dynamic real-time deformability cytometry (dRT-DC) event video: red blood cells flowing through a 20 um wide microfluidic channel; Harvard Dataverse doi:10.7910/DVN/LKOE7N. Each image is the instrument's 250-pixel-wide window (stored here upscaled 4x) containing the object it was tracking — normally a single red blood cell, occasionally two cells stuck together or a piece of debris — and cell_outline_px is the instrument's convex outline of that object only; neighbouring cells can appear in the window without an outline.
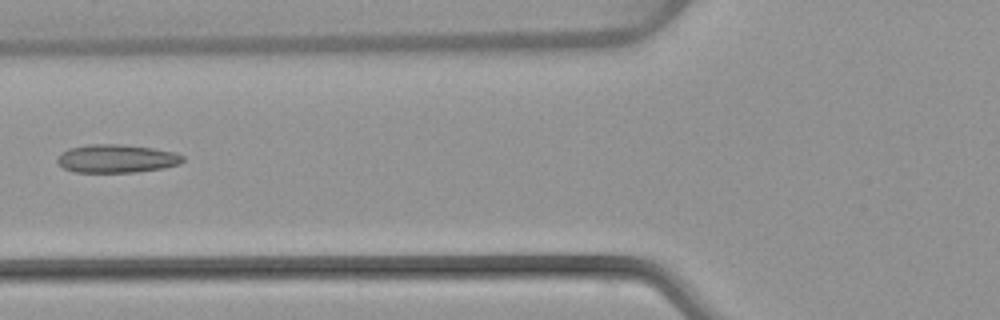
{"species": "common noctule bat (a hibernating species)", "species_latin": "Nyctalus noctula", "temperature_condition": "warm", "stored_images_in_passage": 6, "camera_frame_rate_fps": 3000, "um_per_image_px": 0.085, "animal": {"sex": "female", "body_mass_g": 22.7, "forearm_length_mm": 54.2}, "frame": {"image": 1, "passage_image": 6, "time_ms": 6.0, "image_size_px": [1000, 320], "cell_outline_px": [[184, 160], [180, 164], [164, 168], [136, 172], [76, 172], [64, 168], [56, 160], [60, 152], [68, 148], [88, 144], [120, 144], [152, 148], [176, 152], [184, 156]], "centroid_in_image_um": [9.92, 13.47], "position_along_channel_um": 115.9, "area_um2": 20.81}}